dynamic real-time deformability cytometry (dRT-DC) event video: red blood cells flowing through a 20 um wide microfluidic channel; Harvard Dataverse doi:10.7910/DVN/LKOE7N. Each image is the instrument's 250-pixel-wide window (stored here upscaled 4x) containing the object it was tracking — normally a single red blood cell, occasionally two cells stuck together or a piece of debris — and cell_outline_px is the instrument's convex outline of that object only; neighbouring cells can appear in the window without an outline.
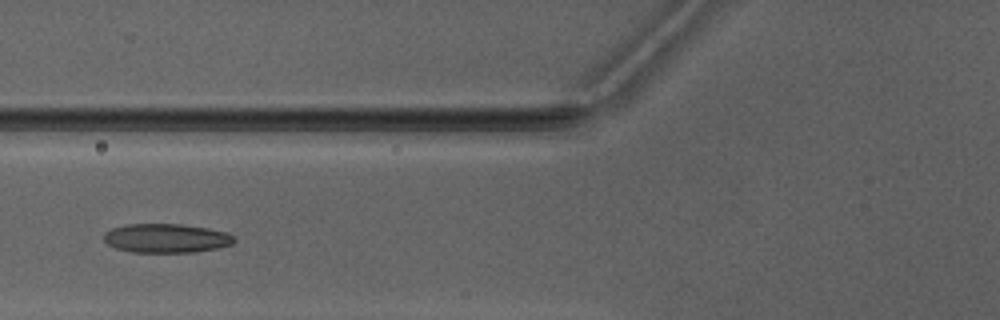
{"species": "Egyptian fruit bat (a non-hibernating species)", "species_latin": "Rousettus aegyptiacus", "temperature_condition": "warm", "stored_images_in_passage": 6, "camera_frame_rate_fps": 3000, "um_per_image_px": 0.085, "animal": {"sex": "male"}, "frame": {"image": 1, "passage_image": 5, "time_ms": 5.0, "image_size_px": [1000, 320], "cell_outline_px": [[236, 240], [232, 244], [216, 248], [196, 252], [132, 252], [116, 248], [108, 244], [104, 240], [104, 232], [112, 228], [128, 224], [180, 224], [208, 228], [228, 232], [236, 236]], "centroid_in_image_um": [14.16, 20.24], "position_along_channel_um": 111.6, "area_um2": 22.14}}
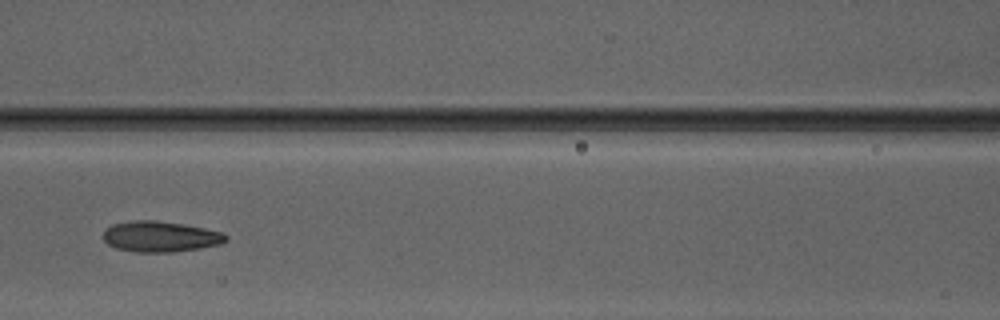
{"frame": {"image": 2, "passage_image": 6, "time_ms": 6.0, "image_size_px": [1000, 320], "cell_outline_px": [[228, 240], [220, 244], [200, 248], [172, 252], [136, 252], [116, 248], [108, 244], [100, 236], [104, 228], [112, 224], [132, 220], [156, 220], [184, 224], [224, 232], [228, 236]], "centroid_in_image_um": [13.6, 20.1], "position_along_channel_um": 153.0, "area_um2": 22.31}}